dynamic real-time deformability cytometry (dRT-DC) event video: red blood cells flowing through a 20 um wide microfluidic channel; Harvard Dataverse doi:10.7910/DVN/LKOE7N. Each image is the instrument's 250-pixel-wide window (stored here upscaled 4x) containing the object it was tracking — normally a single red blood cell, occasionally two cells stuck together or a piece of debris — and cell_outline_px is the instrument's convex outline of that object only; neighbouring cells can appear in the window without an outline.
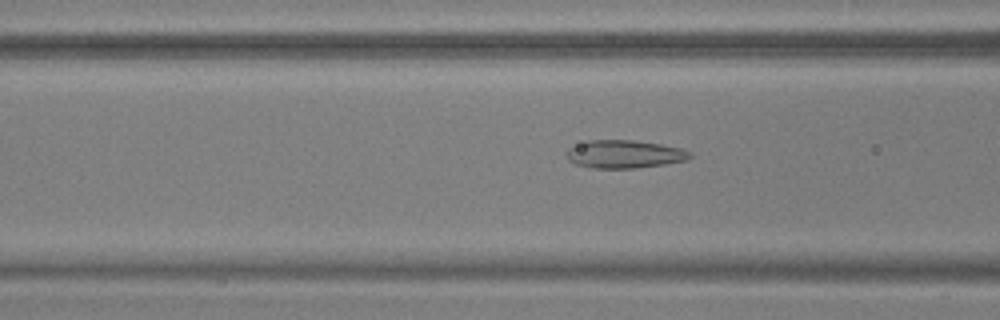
{"species": "common noctule bat (a hibernating species)", "species_latin": "Nyctalus noctula", "temperature_condition": "warm", "stored_images_in_passage": 53, "camera_frame_rate_fps": 3000, "um_per_image_px": 0.085, "animal": {"sex": "male", "body_mass_g": 17.9, "forearm_length_mm": 54.2}, "frame": {"image": 1, "passage_image": 20, "time_ms": 6.333, "image_size_px": [1000, 320], "cell_outline_px": [[692, 156], [688, 160], [664, 164], [636, 168], [588, 168], [576, 164], [568, 160], [568, 148], [588, 140], [632, 140], [660, 144], [680, 148], [692, 152]], "centroid_in_image_um": [53.09, 13.11], "position_along_channel_um": 113.5, "area_um2": 20.11}}
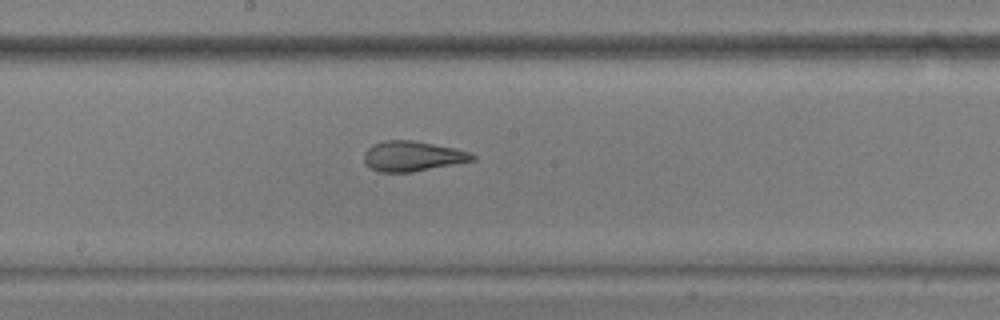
{"frame": {"image": 2, "passage_image": 28, "time_ms": 9.0, "image_size_px": [1000, 320], "cell_outline_px": [[476, 160], [412, 172], [380, 172], [364, 164], [364, 152], [372, 144], [384, 140], [412, 140], [472, 152], [476, 156]], "centroid_in_image_um": [35.05, 13.27], "position_along_channel_um": 213.2, "area_um2": 19.02}}
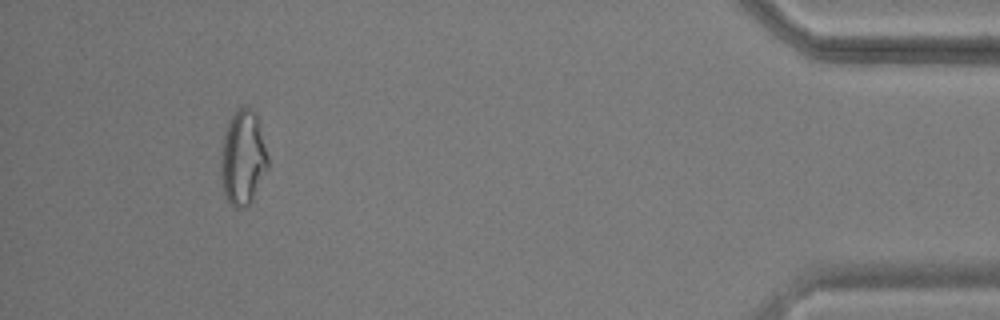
{"frame": {"image": 3, "passage_image": 49, "time_ms": 16.0, "image_size_px": [1000, 320], "cell_outline_px": [[268, 168], [252, 200], [248, 204], [240, 208], [236, 208], [224, 196], [220, 176], [220, 160], [224, 132], [228, 120], [236, 108], [244, 104], [252, 108], [256, 112], [268, 156]], "centroid_in_image_um": [20.63, 13.35], "position_along_channel_um": 414.6, "area_um2": 26.41}, "authors_computed_cell_mechanics": {"area_um2": 20.9814, "velocity_mm_per_s": 3.7284, "shape_relaxation_time_tau1_ms": null, "shape_relaxation_time_tau2_ms": 1.3297, "deformation_change_tau1": null, "deformation_change_tau2": 0.0913}}